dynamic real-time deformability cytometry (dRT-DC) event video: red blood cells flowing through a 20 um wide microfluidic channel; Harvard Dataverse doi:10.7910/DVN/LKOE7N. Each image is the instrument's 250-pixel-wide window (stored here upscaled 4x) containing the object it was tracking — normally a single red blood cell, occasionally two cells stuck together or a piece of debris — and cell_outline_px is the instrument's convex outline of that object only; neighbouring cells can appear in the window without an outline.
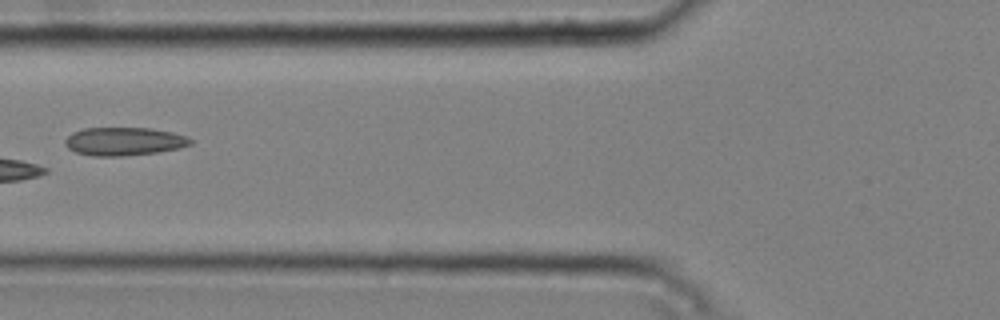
{"species": "common noctule bat (a hibernating species)", "species_latin": "Nyctalus noctula", "temperature_condition": "cold", "stored_images_in_passage": 7, "camera_frame_rate_fps": 3000, "um_per_image_px": 0.085, "animal": {"sex": "male", "body_mass_g": 20.4}, "frame": {"image": 1, "passage_image": 7, "time_ms": 2.0, "image_size_px": [1000, 320], "cell_outline_px": [[192, 144], [180, 148], [156, 152], [120, 156], [92, 156], [76, 152], [68, 148], [64, 144], [64, 140], [72, 132], [84, 128], [152, 128], [172, 132], [188, 136], [192, 140]], "centroid_in_image_um": [10.54, 12.01], "position_along_channel_um": 115.3, "area_um2": 20.69}}